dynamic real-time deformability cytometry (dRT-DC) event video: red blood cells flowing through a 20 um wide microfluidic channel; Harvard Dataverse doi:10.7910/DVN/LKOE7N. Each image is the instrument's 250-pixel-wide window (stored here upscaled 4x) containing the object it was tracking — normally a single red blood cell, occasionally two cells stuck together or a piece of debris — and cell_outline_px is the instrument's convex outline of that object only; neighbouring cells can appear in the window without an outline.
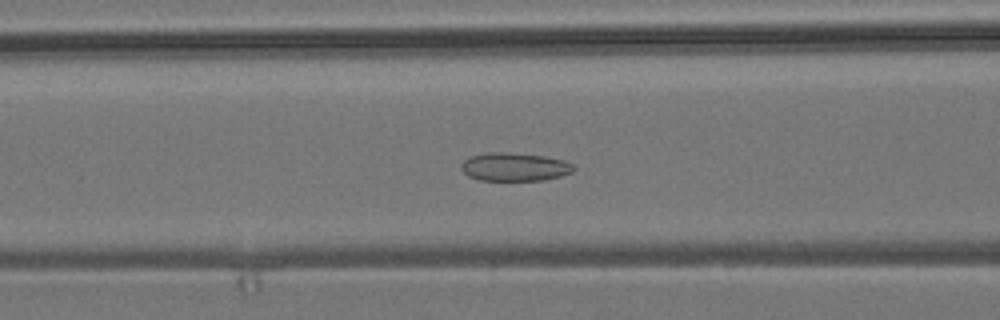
{"species": "common noctule bat (a hibernating species)", "species_latin": "Nyctalus noctula", "temperature_condition": "room temperature", "stored_images_in_passage": 53, "camera_frame_rate_fps": 3000, "um_per_image_px": 0.085, "animal": {"sex": "male", "body_mass_g": 19.2, "forearm_length_mm": 51.8}, "frame": {"image": 1, "passage_image": 21, "time_ms": 6.667, "image_size_px": [1000, 320], "cell_outline_px": [[576, 168], [572, 172], [560, 176], [544, 180], [480, 180], [468, 176], [460, 168], [460, 164], [468, 156], [484, 152], [508, 152], [544, 156], [564, 160], [572, 164]], "centroid_in_image_um": [43.7, 14.17], "position_along_channel_um": 122.9, "area_um2": 18.73}}
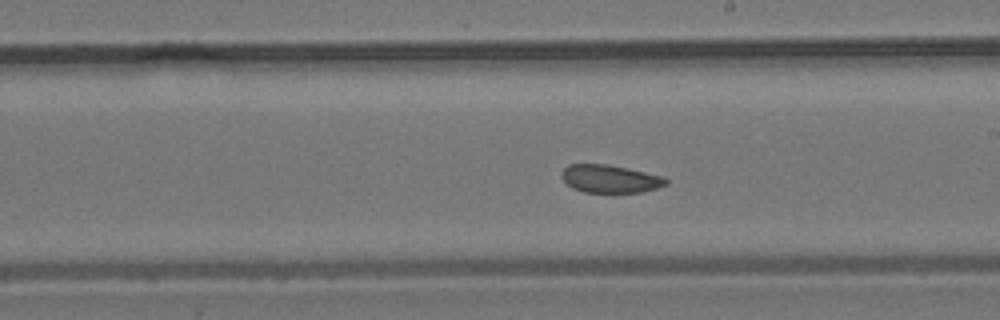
{"frame": {"image": 2, "passage_image": 30, "time_ms": 9.667, "image_size_px": [1000, 320], "cell_outline_px": [[668, 184], [656, 188], [640, 192], [612, 196], [584, 192], [572, 188], [560, 176], [560, 172], [568, 164], [608, 164], [628, 168], [664, 176], [668, 180]], "centroid_in_image_um": [51.86, 15.24], "position_along_channel_um": 237.1, "area_um2": 17.86}}
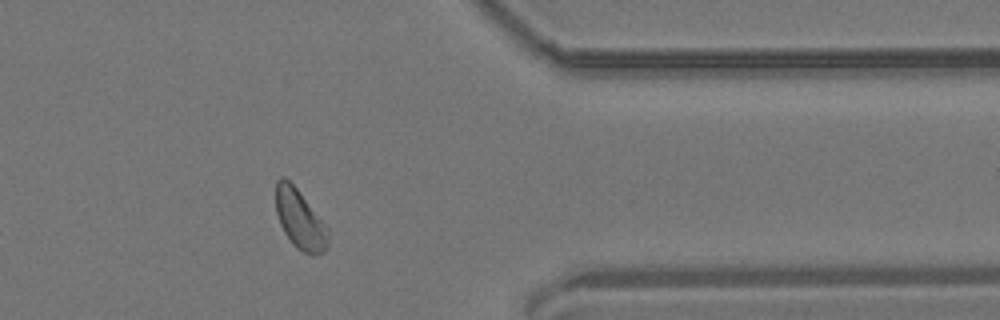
{"frame": {"image": 3, "passage_image": 43, "time_ms": 14.0, "image_size_px": [1000, 320], "cell_outline_px": [[328, 244], [324, 252], [312, 256], [296, 248], [292, 244], [284, 232], [280, 224], [276, 212], [276, 180], [280, 176], [284, 176], [296, 188], [328, 228]], "centroid_in_image_um": [25.48, 18.67], "position_along_channel_um": 385.9, "area_um2": 17.98}, "authors_computed_cell_mechanics": {"area_um2": 18.6116, "velocity_mm_per_s": 3.8166, "shape_relaxation_time_tau1_ms": 9.0335, "shape_relaxation_time_tau2_ms": 2.9927, "deformation_change_tau1": 0.0923, "deformation_change_tau2": 0.0634}}